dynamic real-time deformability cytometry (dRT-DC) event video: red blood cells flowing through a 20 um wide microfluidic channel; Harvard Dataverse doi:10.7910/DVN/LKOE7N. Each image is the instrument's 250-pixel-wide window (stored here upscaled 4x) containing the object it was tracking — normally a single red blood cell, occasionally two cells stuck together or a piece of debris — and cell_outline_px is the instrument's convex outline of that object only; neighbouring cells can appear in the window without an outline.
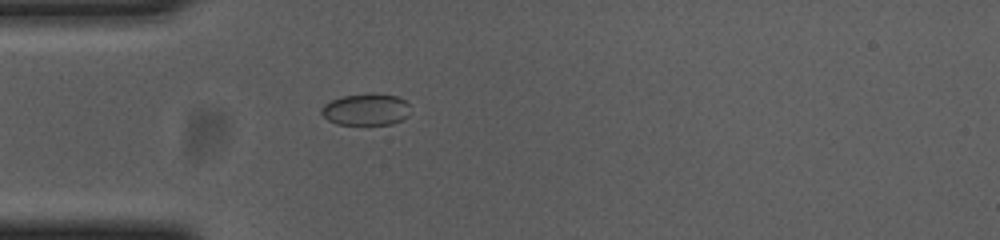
{"species": "common noctule bat (a hibernating species)", "species_latin": "Nyctalus noctula", "temperature_condition": "cold", "stored_images_in_passage": 40, "camera_frame_rate_fps": 3000, "um_per_image_px": 0.085, "animal": {"sex": "female", "body_mass_g": 23.0, "forearm_length_mm": 53.4}, "frame": {"image": 1, "passage_image": 1, "time_ms": 0.0, "image_size_px": [1000, 240], "cell_outline_px": [[408, 116], [392, 124], [336, 124], [328, 120], [320, 112], [320, 108], [324, 104], [332, 100], [344, 96], [396, 96], [404, 100], [408, 104]], "centroid_in_image_um": [31.06, 9.35], "position_along_channel_um": 53.9, "area_um2": 15.66}}
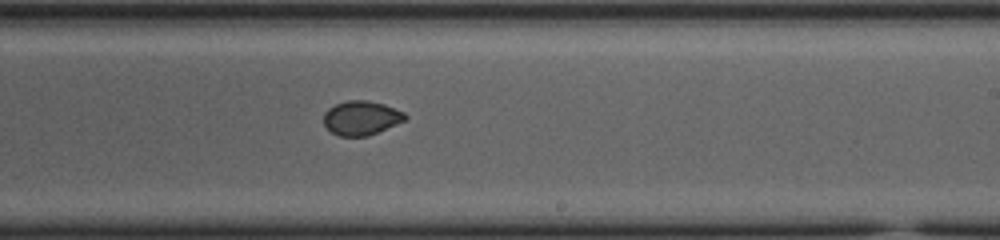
{"frame": {"image": 2, "passage_image": 18, "time_ms": 5.667, "image_size_px": [1000, 240], "cell_outline_px": [[408, 116], [404, 120], [368, 136], [340, 136], [332, 132], [324, 124], [324, 112], [328, 108], [336, 104], [348, 100], [368, 100], [384, 104], [404, 112]], "centroid_in_image_um": [30.69, 10.01], "position_along_channel_um": 258.3, "area_um2": 16.07}}
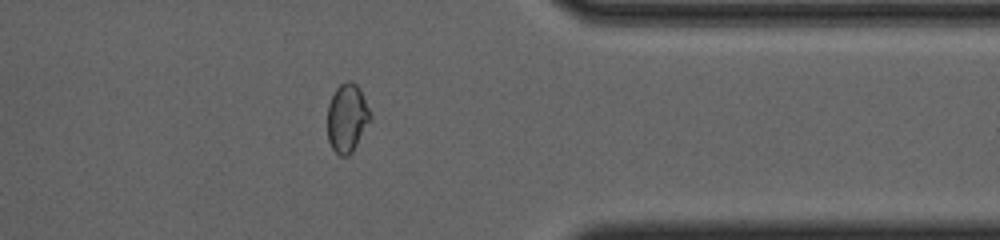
{"frame": {"image": 3, "passage_image": 29, "time_ms": 9.333, "image_size_px": [1000, 240], "cell_outline_px": [[372, 116], [352, 152], [348, 156], [340, 156], [332, 148], [328, 140], [328, 104], [336, 88], [340, 84], [348, 80], [352, 80], [360, 88]], "centroid_in_image_um": [29.5, 10.0], "position_along_channel_um": 381.9, "area_um2": 16.99}, "authors_computed_cell_mechanics": {"area_um2": 16.7331, "velocity_mm_per_s": 3.7163, "shape_relaxation_time_tau1_ms": null, "shape_relaxation_time_tau2_ms": 2.0753, "deformation_change_tau1": null, "deformation_change_tau2": 0.0375}}